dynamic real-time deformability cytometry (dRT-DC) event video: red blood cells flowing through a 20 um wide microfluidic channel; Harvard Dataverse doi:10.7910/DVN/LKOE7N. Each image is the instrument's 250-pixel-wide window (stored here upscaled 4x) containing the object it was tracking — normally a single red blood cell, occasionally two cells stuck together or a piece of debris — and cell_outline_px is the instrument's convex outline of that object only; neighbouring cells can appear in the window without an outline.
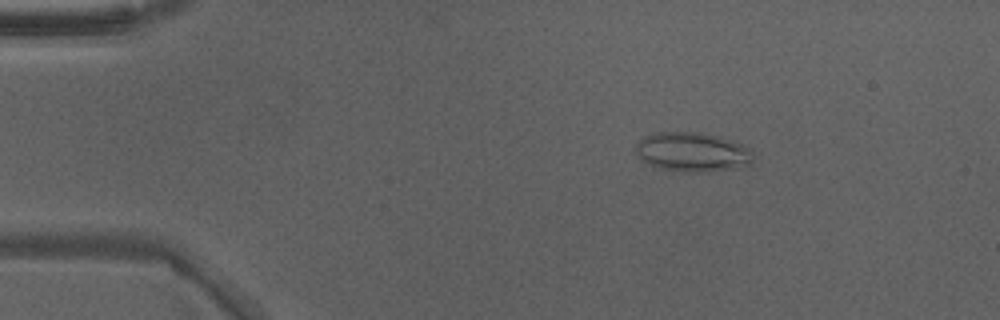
{"species": "Egyptian fruit bat (a non-hibernating species)", "species_latin": "Rousettus aegyptiacus", "temperature_condition": "warm", "stored_images_in_passage": 29, "camera_frame_rate_fps": 3000, "um_per_image_px": 0.085, "animal": {"sex": "male"}, "frame": {"image": 1, "passage_image": 2, "time_ms": 0.333, "image_size_px": [1000, 320], "cell_outline_px": [[752, 160], [748, 164], [708, 172], [684, 172], [660, 168], [640, 160], [636, 156], [636, 144], [644, 136], [652, 132], [700, 132], [720, 136], [744, 144], [748, 148], [752, 156]], "centroid_in_image_um": [58.79, 12.9], "position_along_channel_um": 26.2, "area_um2": 26.93}}
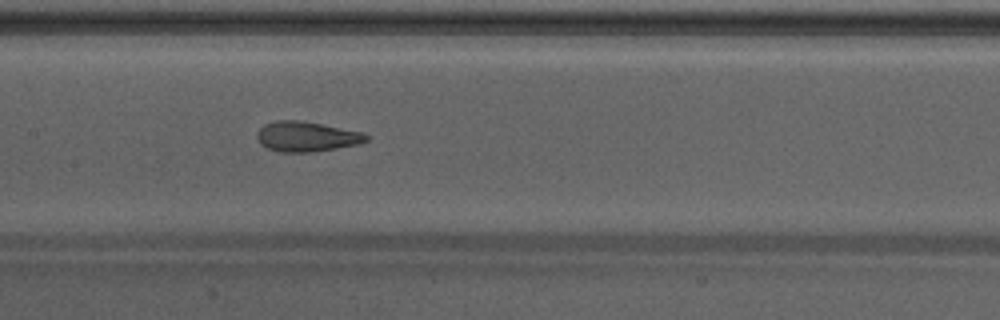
{"frame": {"image": 2, "passage_image": 18, "time_ms": 5.667, "image_size_px": [1000, 320], "cell_outline_px": [[368, 140], [360, 144], [312, 152], [280, 152], [268, 148], [260, 144], [256, 136], [256, 132], [264, 124], [276, 120], [300, 120], [360, 132], [368, 136]], "centroid_in_image_um": [26.01, 11.61], "position_along_channel_um": 181.4, "area_um2": 19.02}}
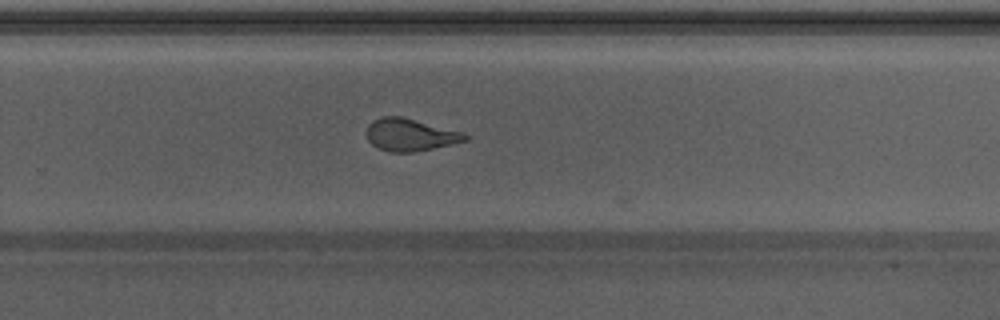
{"frame": {"image": 3, "passage_image": 26, "time_ms": 8.333, "image_size_px": [1000, 320], "cell_outline_px": [[468, 140], [452, 144], [412, 152], [388, 152], [376, 148], [368, 140], [368, 124], [372, 120], [380, 116], [400, 116], [464, 132], [468, 136]], "centroid_in_image_um": [34.85, 11.45], "position_along_channel_um": 294.9, "area_um2": 18.55}}